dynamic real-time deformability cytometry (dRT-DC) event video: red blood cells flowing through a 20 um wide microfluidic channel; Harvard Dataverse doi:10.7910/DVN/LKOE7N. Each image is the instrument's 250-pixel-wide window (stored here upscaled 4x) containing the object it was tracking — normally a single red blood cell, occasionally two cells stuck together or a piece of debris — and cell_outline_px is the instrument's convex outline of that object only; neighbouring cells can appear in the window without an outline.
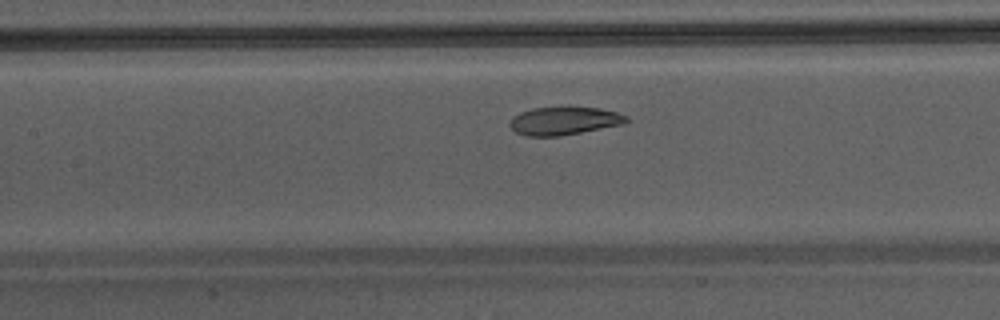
{"species": "Egyptian fruit bat (a non-hibernating species)", "species_latin": "Rousettus aegyptiacus", "temperature_condition": "warm", "stored_images_in_passage": 37, "camera_frame_rate_fps": 3000, "um_per_image_px": 0.085, "animal": {"sex": "male"}, "frame": {"image": 1, "passage_image": 12, "time_ms": 3.667, "image_size_px": [1000, 320], "cell_outline_px": [[628, 120], [624, 124], [560, 136], [528, 136], [516, 132], [508, 124], [512, 116], [520, 112], [532, 108], [560, 104], [600, 108], [616, 112], [628, 116]], "centroid_in_image_um": [47.93, 10.22], "position_along_channel_um": 159.5, "area_um2": 19.83}}
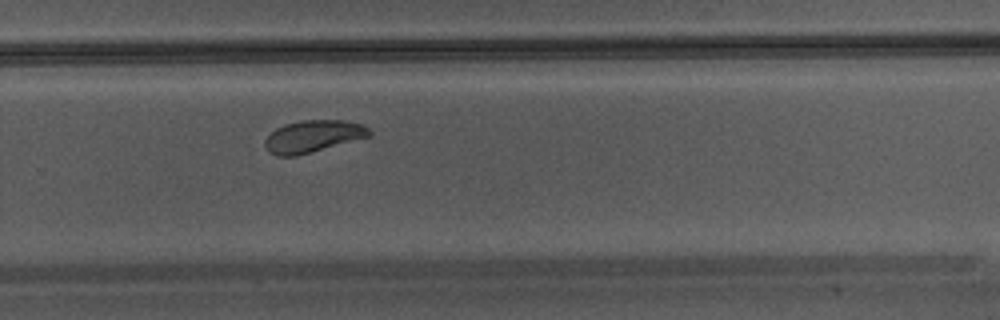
{"frame": {"image": 2, "passage_image": 22, "time_ms": 7.0, "image_size_px": [1000, 320], "cell_outline_px": [[372, 136], [296, 156], [276, 156], [268, 152], [264, 144], [264, 140], [276, 128], [284, 124], [304, 120], [344, 120], [360, 124], [368, 128], [372, 132]], "centroid_in_image_um": [26.6, 11.59], "position_along_channel_um": 303.2, "area_um2": 19.54}}
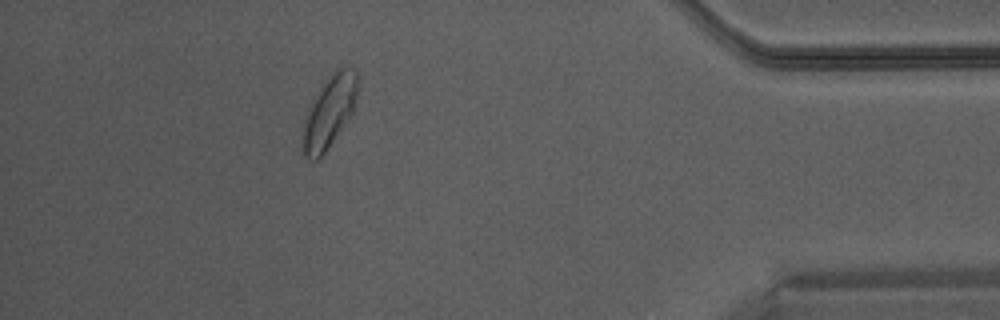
{"frame": {"image": 3, "passage_image": 32, "time_ms": 10.333, "image_size_px": [1000, 320], "cell_outline_px": [[356, 96], [352, 112], [324, 152], [316, 160], [308, 160], [300, 152], [300, 140], [308, 108], [312, 100], [328, 76], [340, 68], [352, 68], [356, 72]], "centroid_in_image_um": [27.91, 9.56], "position_along_channel_um": 407.3, "area_um2": 22.48}}